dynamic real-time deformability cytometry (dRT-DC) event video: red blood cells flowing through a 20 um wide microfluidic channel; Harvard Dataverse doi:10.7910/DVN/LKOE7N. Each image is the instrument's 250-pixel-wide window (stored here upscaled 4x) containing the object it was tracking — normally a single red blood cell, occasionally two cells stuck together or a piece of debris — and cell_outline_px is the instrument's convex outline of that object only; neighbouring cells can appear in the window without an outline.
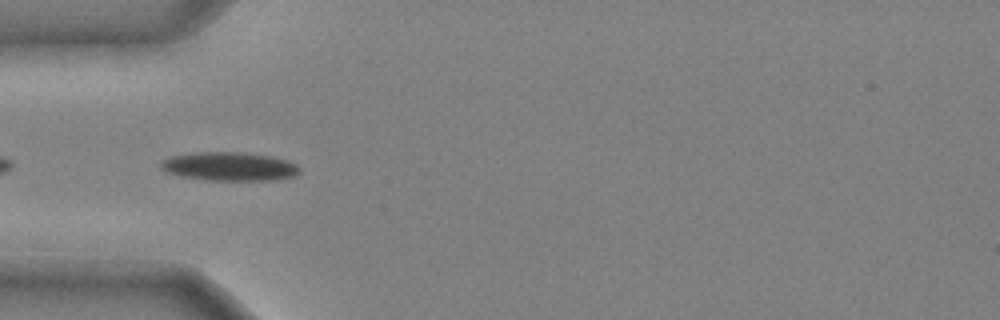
{"species": "common noctule bat (a hibernating species)", "species_latin": "Nyctalus noctula", "temperature_condition": "cold", "stored_images_in_passage": 35, "camera_frame_rate_fps": 3000, "um_per_image_px": 0.085, "animal": {"sex": "male", "body_mass_g": 20.4}, "frame": {"image": 1, "passage_image": 2, "time_ms": 0.333, "image_size_px": [1000, 320], "cell_outline_px": [[300, 172], [296, 176], [276, 180], [204, 180], [180, 176], [164, 172], [160, 168], [160, 160], [172, 156], [196, 152], [240, 152], [272, 156], [288, 160], [296, 164], [300, 168]], "centroid_in_image_um": [19.49, 14.15], "position_along_channel_um": 65.5, "area_um2": 23.52}}
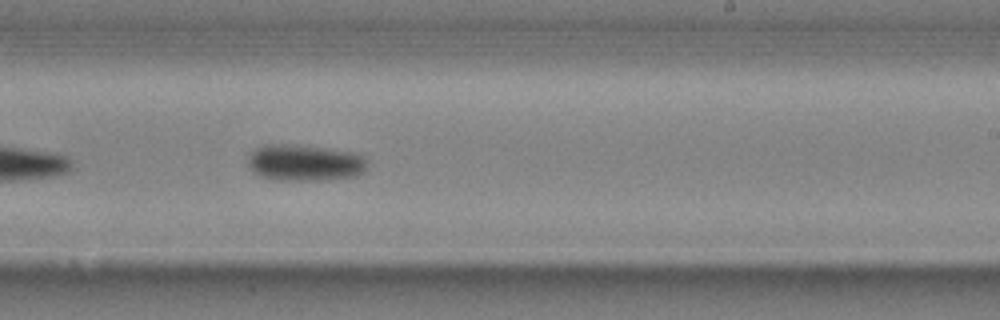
{"frame": {"image": 2, "passage_image": 17, "time_ms": 5.333, "image_size_px": [1000, 320], "cell_outline_px": [[364, 172], [356, 176], [328, 180], [276, 180], [260, 176], [252, 172], [248, 164], [248, 156], [256, 148], [264, 144], [284, 144], [324, 148], [352, 152], [364, 156]], "centroid_in_image_um": [25.85, 13.84], "position_along_channel_um": 263.1, "area_um2": 25.26}}
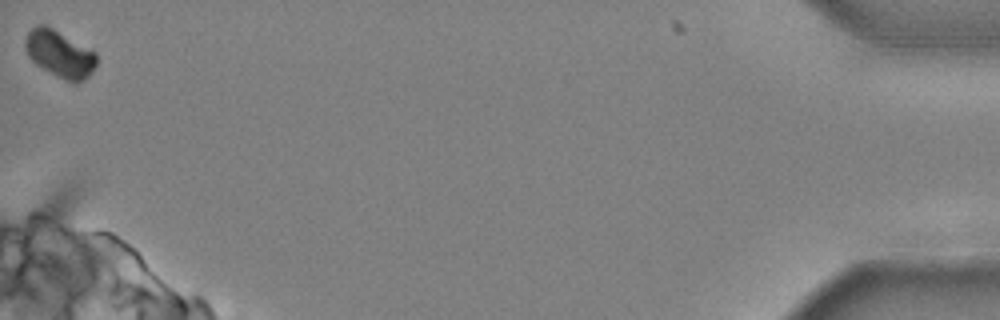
{"frame": {"image": 3, "passage_image": 35, "time_ms": 11.333, "image_size_px": [1000, 320], "cell_outline_px": [[96, 64], [92, 72], [84, 80], [76, 84], [64, 80], [36, 64], [28, 56], [24, 48], [24, 40], [28, 32], [36, 24], [44, 24], [52, 28], [96, 52]], "centroid_in_image_um": [5.06, 4.58], "position_along_channel_um": 430.1, "area_um2": 19.48}, "authors_computed_cell_mechanics": {"area_um2": 23.9292, "velocity_mm_per_s": 3.97, "shape_relaxation_time_tau1_ms": 6.5936, "shape_relaxation_time_tau2_ms": null, "deformation_change_tau1": 0.1978, "deformation_change_tau2": null}}